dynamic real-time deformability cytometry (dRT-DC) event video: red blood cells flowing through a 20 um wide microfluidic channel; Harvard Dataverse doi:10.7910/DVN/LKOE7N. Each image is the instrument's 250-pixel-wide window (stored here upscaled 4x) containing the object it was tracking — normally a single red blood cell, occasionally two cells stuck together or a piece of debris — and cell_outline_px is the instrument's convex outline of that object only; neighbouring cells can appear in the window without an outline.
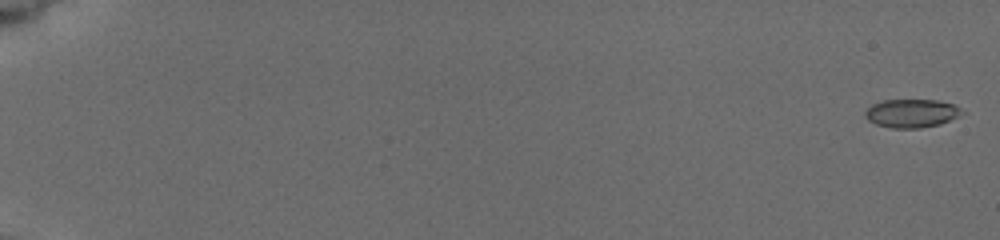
{"species": "common noctule bat (a hibernating species)", "species_latin": "Nyctalus noctula", "temperature_condition": "cold", "stored_images_in_passage": 18, "camera_frame_rate_fps": 3000, "um_per_image_px": 0.085, "animal": {"sex": "female", "body_mass_g": 19.5, "forearm_length_mm": 54.1}, "frame": {"image": 1, "passage_image": 1, "time_ms": 0.0, "image_size_px": [1000, 240], "cell_outline_px": [[968, 112], [940, 124], [920, 128], [892, 128], [876, 124], [868, 120], [864, 116], [864, 112], [872, 104], [884, 100], [936, 100], [952, 104]], "centroid_in_image_um": [77.49, 9.63], "position_along_channel_um": 7.5, "area_um2": 16.07}}
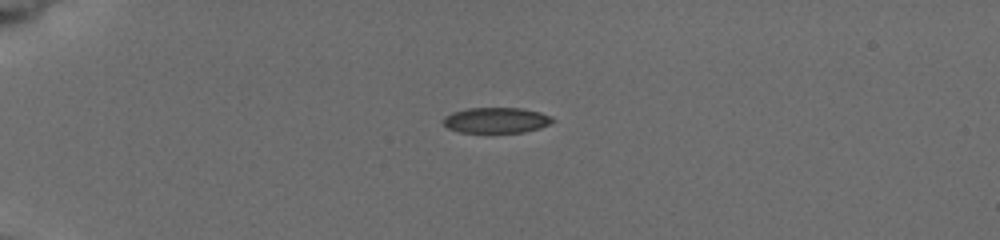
{"frame": {"image": 2, "passage_image": 14, "time_ms": 5.0, "image_size_px": [1000, 240], "cell_outline_px": [[556, 120], [552, 124], [540, 128], [524, 132], [460, 132], [448, 128], [440, 120], [444, 116], [452, 112], [468, 108], [520, 108], [540, 112], [552, 116]], "centroid_in_image_um": [42.2, 10.21], "position_along_channel_um": 42.8, "area_um2": 16.47}}
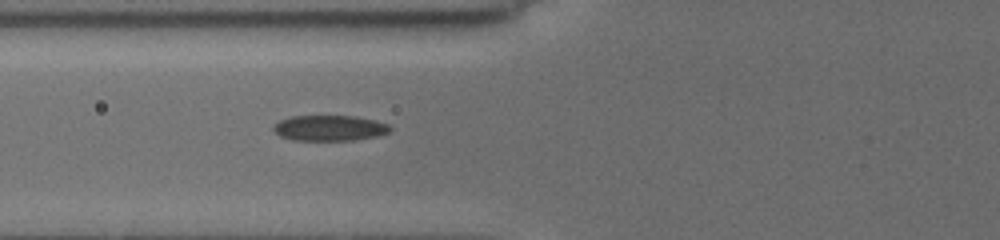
{"frame": {"image": 3, "passage_image": 18, "time_ms": 7.667, "image_size_px": [1000, 240], "cell_outline_px": [[392, 128], [388, 132], [376, 136], [352, 140], [292, 140], [280, 136], [272, 128], [272, 124], [288, 116], [356, 116], [376, 120], [388, 124]], "centroid_in_image_um": [27.98, 10.87], "position_along_channel_um": 97.8, "area_um2": 17.46}}